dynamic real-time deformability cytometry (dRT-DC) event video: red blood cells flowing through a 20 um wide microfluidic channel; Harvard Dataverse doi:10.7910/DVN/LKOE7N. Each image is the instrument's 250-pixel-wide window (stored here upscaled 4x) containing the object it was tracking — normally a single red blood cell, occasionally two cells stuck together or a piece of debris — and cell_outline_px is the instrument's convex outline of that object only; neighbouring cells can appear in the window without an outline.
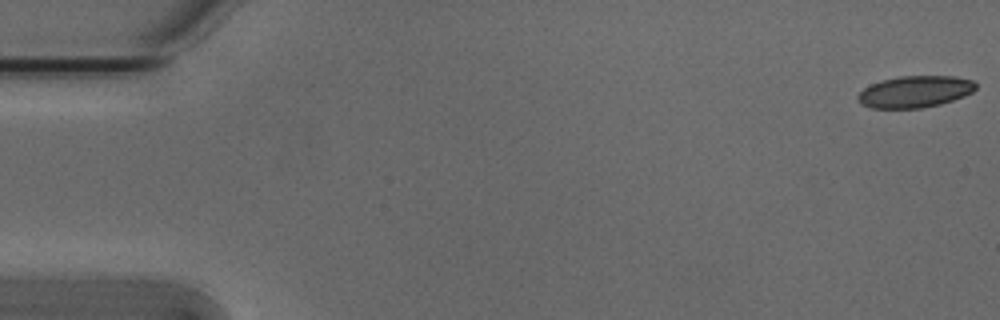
{"species": "Egyptian fruit bat (a non-hibernating species)", "species_latin": "Rousettus aegyptiacus", "temperature_condition": "cold", "stored_images_in_passage": 50, "camera_frame_rate_fps": 3000, "um_per_image_px": 0.085, "animal": {"sex": "male"}, "frame": {"image": 1, "passage_image": 1, "time_ms": 0.0, "image_size_px": [1000, 320], "cell_outline_px": [[976, 88], [972, 92], [964, 96], [940, 104], [920, 108], [872, 108], [860, 104], [856, 100], [856, 96], [864, 88], [872, 84], [884, 80], [900, 76], [956, 76], [972, 80], [976, 84]], "centroid_in_image_um": [77.76, 7.79], "position_along_channel_um": 7.2, "area_um2": 21.73}}
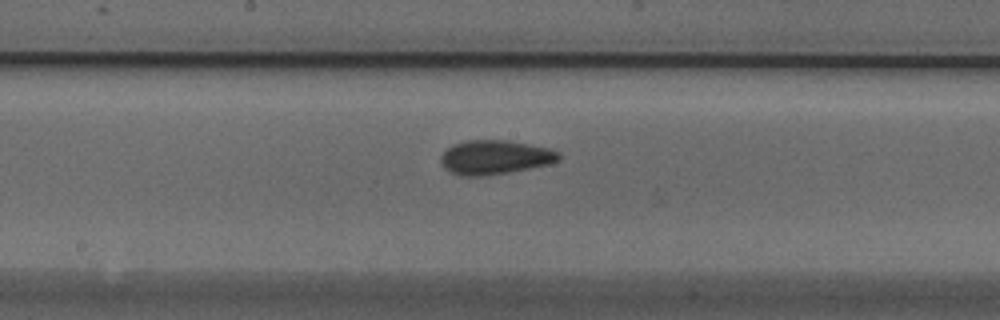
{"frame": {"image": 2, "passage_image": 28, "time_ms": 9.0, "image_size_px": [1000, 320], "cell_outline_px": [[560, 160], [548, 164], [508, 172], [480, 176], [460, 176], [444, 168], [440, 160], [440, 156], [452, 144], [464, 140], [508, 140], [548, 148], [560, 152]], "centroid_in_image_um": [42.04, 13.36], "position_along_channel_um": 206.2, "area_um2": 23.41}}
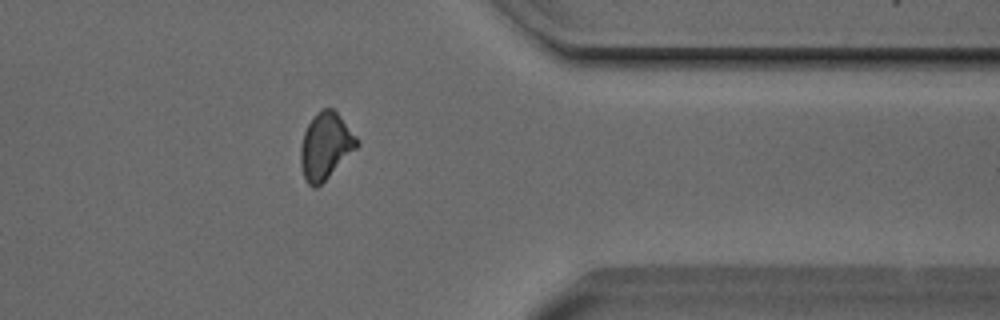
{"frame": {"image": 3, "passage_image": 43, "time_ms": 14.0, "image_size_px": [1000, 320], "cell_outline_px": [[360, 144], [316, 188], [312, 188], [304, 180], [300, 164], [300, 144], [304, 132], [308, 124], [316, 112], [320, 108], [332, 108], [336, 112], [360, 140]], "centroid_in_image_um": [27.64, 12.4], "position_along_channel_um": 383.8, "area_um2": 21.73}, "authors_computed_cell_mechanics": {"area_um2": 21.9929, "velocity_mm_per_s": 3.8335, "shape_relaxation_time_tau1_ms": 8.9099, "shape_relaxation_time_tau2_ms": 2.9586, "deformation_change_tau1": 0.1373, "deformation_change_tau2": 0.0848}}